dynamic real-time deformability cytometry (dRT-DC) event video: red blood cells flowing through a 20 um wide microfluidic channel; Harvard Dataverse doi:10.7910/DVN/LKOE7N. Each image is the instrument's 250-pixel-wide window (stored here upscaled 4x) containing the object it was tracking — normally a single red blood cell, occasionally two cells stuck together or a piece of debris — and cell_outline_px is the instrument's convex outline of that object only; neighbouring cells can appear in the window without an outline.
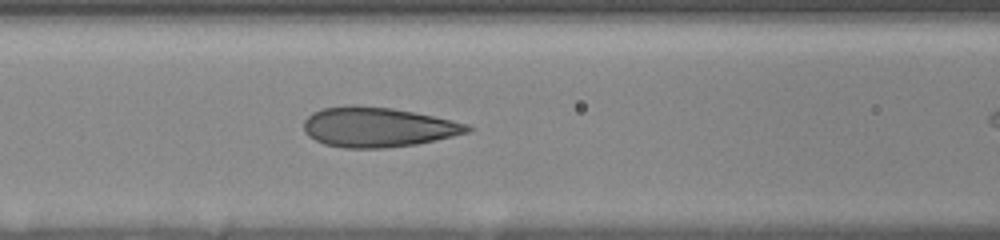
{"species": "human", "species_latin": "Homo sapiens", "temperature_condition": "room temperature", "stored_images_in_passage": 37, "camera_frame_rate_fps": 3000, "um_per_image_px": 0.085, "donor": {"sex": "female"}, "frame": {"image": 1, "passage_image": 32, "time_ms": 8.0, "image_size_px": [1000, 240], "cell_outline_px": [[472, 132], [436, 140], [416, 144], [384, 148], [344, 148], [324, 144], [308, 136], [304, 132], [304, 120], [312, 112], [324, 108], [348, 104], [356, 104], [392, 108], [452, 120], [468, 124], [472, 128]], "centroid_in_image_um": [32.1, 10.8], "position_along_channel_um": 134.5, "area_um2": 38.21}}